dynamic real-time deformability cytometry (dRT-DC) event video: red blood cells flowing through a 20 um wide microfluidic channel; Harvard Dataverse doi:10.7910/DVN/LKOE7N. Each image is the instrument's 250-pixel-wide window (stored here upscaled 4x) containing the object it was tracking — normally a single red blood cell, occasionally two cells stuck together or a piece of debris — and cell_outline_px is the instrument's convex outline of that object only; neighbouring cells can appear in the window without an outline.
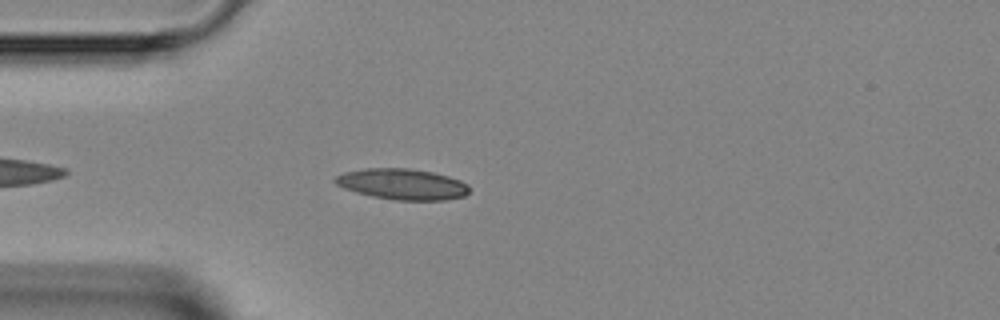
{"species": "Egyptian fruit bat (a non-hibernating species)", "species_latin": "Rousettus aegyptiacus", "temperature_condition": "room temperature", "stored_images_in_passage": 3, "camera_frame_rate_fps": 3000, "um_per_image_px": 0.085, "animal": {"sex": "female"}, "frame": {"image": 1, "passage_image": 3, "time_ms": 3.0, "image_size_px": [1000, 320], "cell_outline_px": [[468, 192], [464, 196], [444, 200], [396, 200], [372, 196], [356, 192], [344, 188], [336, 184], [332, 180], [336, 176], [344, 172], [364, 168], [408, 168], [432, 172], [448, 176], [460, 180], [468, 184]], "centroid_in_image_um": [34.18, 15.65], "position_along_channel_um": 50.8, "area_um2": 24.1}}